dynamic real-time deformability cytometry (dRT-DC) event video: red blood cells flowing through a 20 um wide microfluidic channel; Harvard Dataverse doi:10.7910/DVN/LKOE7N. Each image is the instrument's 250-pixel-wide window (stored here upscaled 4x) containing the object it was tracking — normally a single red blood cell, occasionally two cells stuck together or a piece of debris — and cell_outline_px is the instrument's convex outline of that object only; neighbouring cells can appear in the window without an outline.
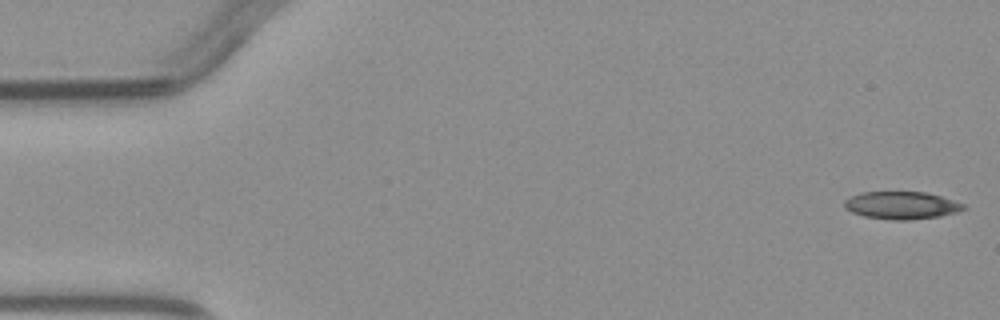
{"species": "common noctule bat (a hibernating species)", "species_latin": "Nyctalus noctula", "temperature_condition": "warm", "stored_images_in_passage": 5, "camera_frame_rate_fps": 3000, "um_per_image_px": 0.085, "animal": {"sex": "male", "body_mass_g": 23.1, "forearm_length_mm": 52.7}, "frame": {"image": 1, "passage_image": 1, "time_ms": 0.0, "image_size_px": [1000, 320], "cell_outline_px": [[968, 208], [956, 212], [940, 216], [908, 220], [892, 220], [864, 216], [852, 212], [844, 208], [844, 200], [860, 192], [924, 192], [940, 196], [964, 204]], "centroid_in_image_um": [76.62, 17.45], "position_along_channel_um": 8.4, "area_um2": 19.07}}
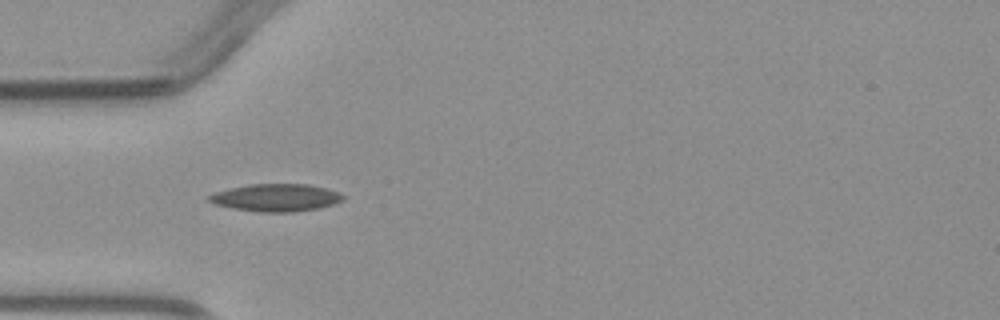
{"frame": {"image": 2, "passage_image": 4, "time_ms": 4.333, "image_size_px": [1000, 320], "cell_outline_px": [[344, 200], [320, 208], [292, 212], [260, 212], [232, 208], [212, 204], [208, 200], [208, 196], [216, 192], [248, 184], [308, 184], [340, 192], [344, 196]], "centroid_in_image_um": [23.46, 16.8], "position_along_channel_um": 61.5, "area_um2": 21.44}}
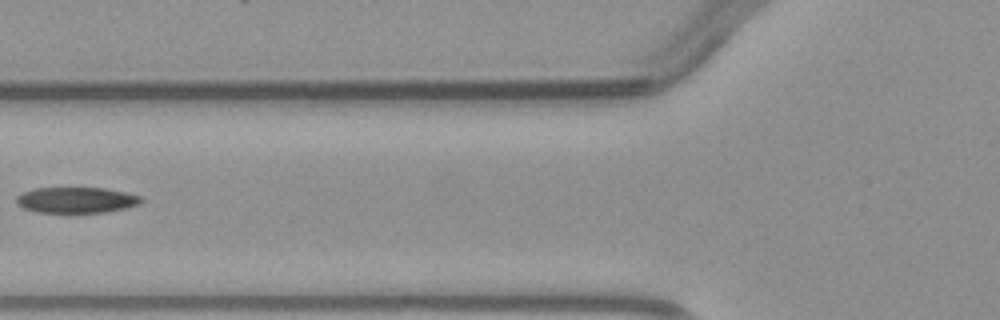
{"frame": {"image": 3, "passage_image": 5, "time_ms": 5.667, "image_size_px": [1000, 320], "cell_outline_px": [[144, 200], [140, 204], [128, 208], [108, 212], [40, 212], [24, 208], [16, 204], [16, 196], [32, 188], [104, 188], [124, 192], [140, 196]], "centroid_in_image_um": [6.51, 17.0], "position_along_channel_um": 119.3, "area_um2": 18.79}}